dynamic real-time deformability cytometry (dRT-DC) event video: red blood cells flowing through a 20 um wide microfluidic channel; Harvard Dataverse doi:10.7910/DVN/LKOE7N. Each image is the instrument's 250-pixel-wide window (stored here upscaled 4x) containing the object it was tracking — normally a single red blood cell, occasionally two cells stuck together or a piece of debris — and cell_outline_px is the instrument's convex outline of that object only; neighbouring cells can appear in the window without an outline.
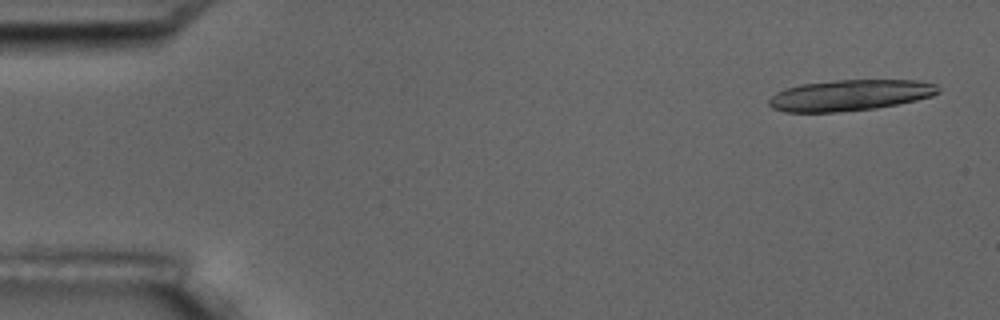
{"species": "common noctule bat (a hibernating species)", "species_latin": "Nyctalus noctula", "temperature_condition": "room temperature", "stored_images_in_passage": 6, "camera_frame_rate_fps": 3000, "um_per_image_px": 0.085, "animal": {"sex": "male", "body_mass_g": 17.5, "forearm_length_mm": 52.3}, "frame": {"image": 1, "passage_image": 1, "time_ms": 0.0, "image_size_px": [1000, 320], "cell_outline_px": [[940, 92], [932, 96], [916, 100], [876, 108], [832, 112], [784, 112], [772, 108], [768, 104], [768, 100], [776, 92], [800, 84], [836, 80], [916, 80], [936, 84]], "centroid_in_image_um": [72.23, 8.09], "position_along_channel_um": 12.8, "area_um2": 30.46}}